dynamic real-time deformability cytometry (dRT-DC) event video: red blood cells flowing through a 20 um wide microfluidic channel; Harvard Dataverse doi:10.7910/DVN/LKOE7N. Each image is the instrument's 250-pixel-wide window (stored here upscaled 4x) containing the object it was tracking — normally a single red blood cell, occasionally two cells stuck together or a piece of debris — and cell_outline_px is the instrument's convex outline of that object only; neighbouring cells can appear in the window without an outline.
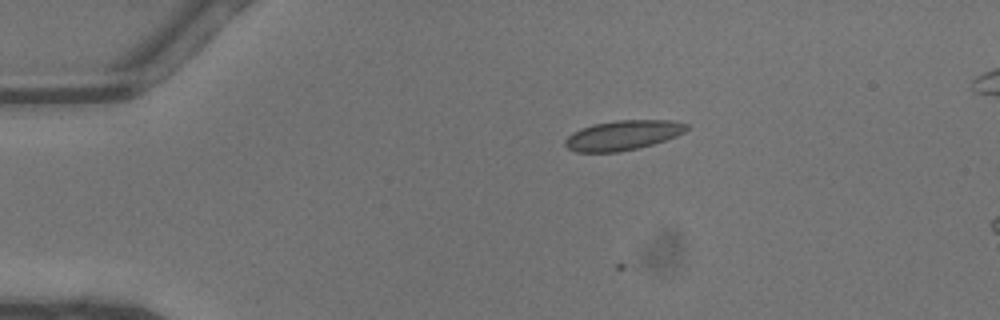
{"species": "common noctule bat (a hibernating species)", "species_latin": "Nyctalus noctula", "temperature_condition": "warm", "stored_images_in_passage": 44, "camera_frame_rate_fps": 3000, "um_per_image_px": 0.085, "animal": {"sex": "male", "body_mass_g": 13.3}, "frame": {"image": 1, "passage_image": 7, "time_ms": 2.0, "image_size_px": [1000, 320], "cell_outline_px": [[692, 128], [676, 136], [652, 144], [620, 152], [576, 152], [568, 148], [564, 144], [564, 140], [572, 132], [580, 128], [592, 124], [616, 120], [672, 120], [688, 124]], "centroid_in_image_um": [52.94, 11.48], "position_along_channel_um": 32.1, "area_um2": 21.21}}
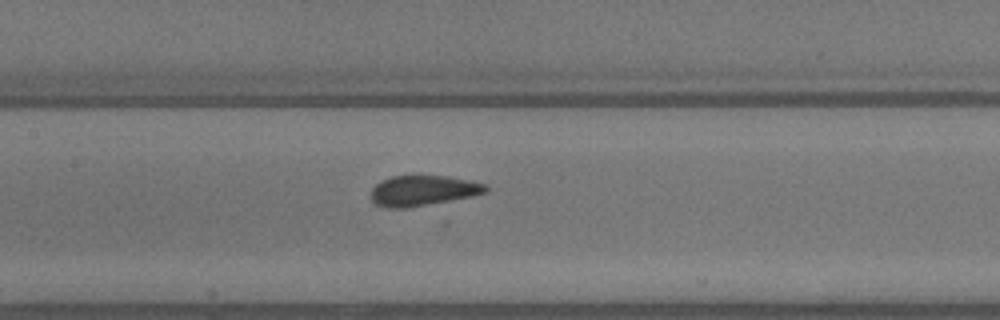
{"frame": {"image": 2, "passage_image": 20, "time_ms": 6.333, "image_size_px": [1000, 320], "cell_outline_px": [[488, 192], [472, 196], [404, 208], [388, 208], [376, 204], [372, 200], [372, 188], [380, 180], [392, 176], [444, 176], [472, 180], [488, 184]], "centroid_in_image_um": [35.98, 16.19], "position_along_channel_um": 171.4, "area_um2": 20.17}}
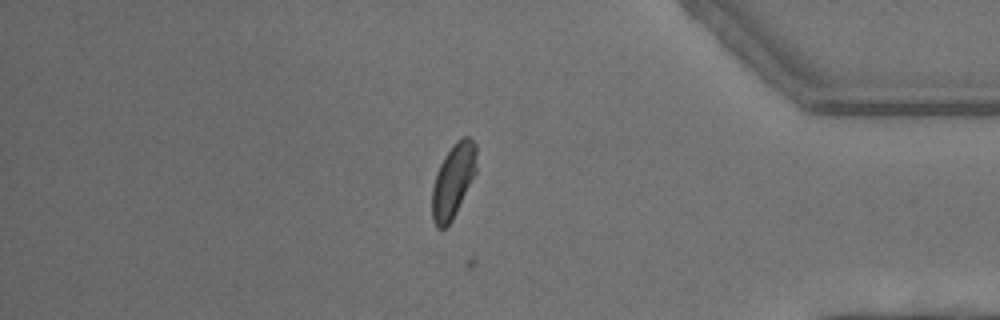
{"frame": {"image": 3, "passage_image": 37, "time_ms": 12.0, "image_size_px": [1000, 320], "cell_outline_px": [[476, 172], [452, 220], [444, 228], [436, 228], [432, 220], [432, 188], [436, 172], [444, 156], [452, 144], [456, 140], [464, 136], [468, 136], [476, 144]], "centroid_in_image_um": [38.5, 15.34], "position_along_channel_um": 396.7, "area_um2": 19.13}}